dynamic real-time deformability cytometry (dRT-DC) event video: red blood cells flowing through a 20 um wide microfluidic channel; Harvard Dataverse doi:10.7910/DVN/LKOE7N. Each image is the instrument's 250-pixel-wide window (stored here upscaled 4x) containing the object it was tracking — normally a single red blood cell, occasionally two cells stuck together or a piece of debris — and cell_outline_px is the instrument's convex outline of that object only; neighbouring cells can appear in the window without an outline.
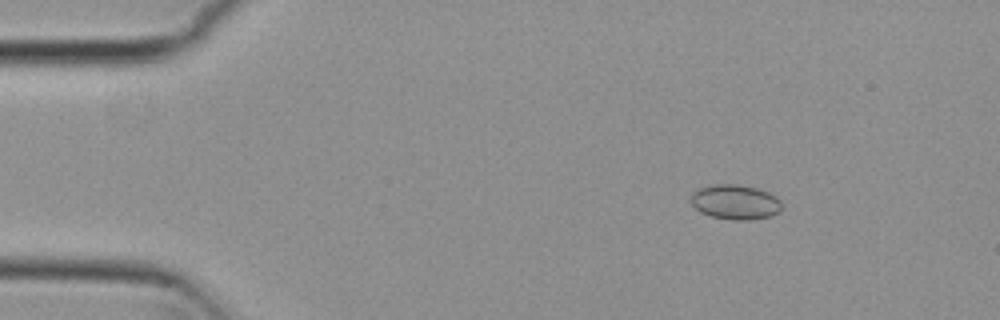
{"species": "common noctule bat (a hibernating species)", "species_latin": "Nyctalus noctula", "temperature_condition": "cold", "stored_images_in_passage": 7, "camera_frame_rate_fps": 3000, "um_per_image_px": 0.085, "animal": {"sex": "female", "body_mass_g": 29.2, "forearm_length_mm": 56.3}, "frame": {"image": 1, "passage_image": 3, "time_ms": 0.667, "image_size_px": [1000, 320], "cell_outline_px": [[780, 208], [772, 216], [752, 220], [732, 220], [712, 216], [700, 212], [692, 204], [692, 192], [700, 188], [716, 184], [736, 184], [756, 188], [768, 192], [776, 196], [780, 200]], "centroid_in_image_um": [62.5, 17.18], "position_along_channel_um": 22.5, "area_um2": 18.26}}
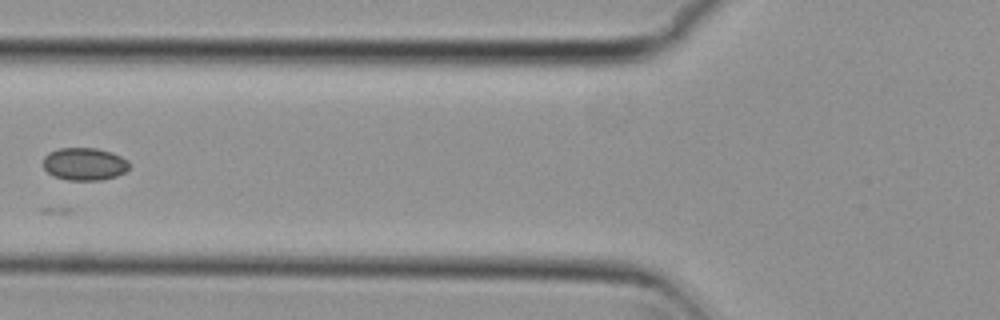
{"frame": {"image": 2, "passage_image": 7, "time_ms": 2.0, "image_size_px": [1000, 320], "cell_outline_px": [[128, 168], [124, 172], [116, 176], [100, 180], [68, 180], [52, 176], [44, 168], [44, 156], [48, 152], [60, 148], [96, 148], [112, 152], [128, 160]], "centroid_in_image_um": [7.16, 13.94], "position_along_channel_um": 118.6, "area_um2": 16.36}}